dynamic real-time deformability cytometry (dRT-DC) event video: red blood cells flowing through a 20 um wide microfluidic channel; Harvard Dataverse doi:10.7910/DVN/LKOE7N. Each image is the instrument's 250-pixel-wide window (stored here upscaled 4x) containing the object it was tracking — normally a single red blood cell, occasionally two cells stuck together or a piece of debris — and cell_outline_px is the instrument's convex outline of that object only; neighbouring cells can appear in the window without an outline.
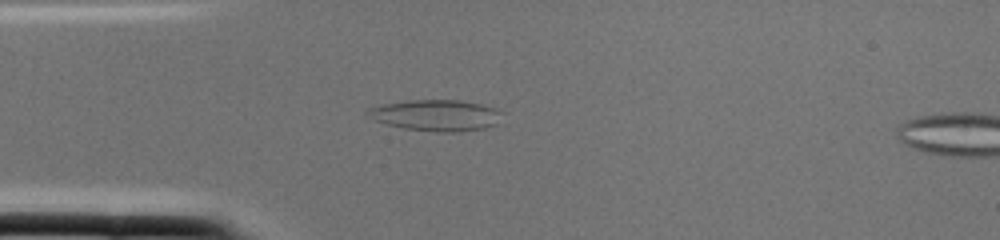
{"species": "common noctule bat (a hibernating species)", "species_latin": "Nyctalus noctula", "temperature_condition": "cold", "stored_images_in_passage": 2, "camera_frame_rate_fps": 3000, "um_per_image_px": 0.085, "animal": {"sex": "female", "body_mass_g": 22.0, "forearm_length_mm": 56.7}, "frame": {"image": 1, "passage_image": 1, "time_ms": 0.0, "image_size_px": [1000, 240], "cell_outline_px": [[504, 112], [496, 124], [484, 128], [460, 132], [436, 132], [404, 128], [388, 124], [364, 116], [364, 112], [368, 108], [384, 104], [408, 100], [460, 100], [480, 104], [496, 108]], "centroid_in_image_um": [37.06, 9.8], "position_along_channel_um": 47.9, "area_um2": 24.57}}